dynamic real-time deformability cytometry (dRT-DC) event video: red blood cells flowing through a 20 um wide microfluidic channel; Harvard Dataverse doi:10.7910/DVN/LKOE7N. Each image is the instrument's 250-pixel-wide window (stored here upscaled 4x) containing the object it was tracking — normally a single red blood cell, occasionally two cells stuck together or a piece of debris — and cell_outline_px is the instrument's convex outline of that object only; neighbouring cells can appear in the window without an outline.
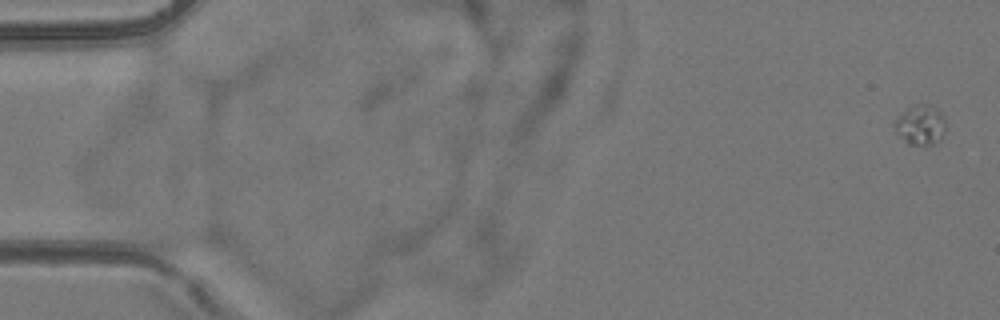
{"species": "common noctule bat (a hibernating species)", "species_latin": "Nyctalus noctula", "temperature_condition": "room temperature", "stored_images_in_passage": 5, "camera_frame_rate_fps": 3000, "um_per_image_px": 0.085, "animal": {"sex": "female", "body_mass_g": 24.6, "forearm_length_mm": 56.2}, "frame": {"image": 1, "passage_image": 1, "time_ms": 0.0, "image_size_px": [1000, 320], "cell_outline_px": [[944, 132], [940, 140], [936, 144], [908, 144], [892, 128], [896, 120], [908, 108], [916, 104], [928, 104], [940, 112], [944, 116]], "centroid_in_image_um": [78.24, 10.63], "position_along_channel_um": 6.8, "area_um2": 11.62}}